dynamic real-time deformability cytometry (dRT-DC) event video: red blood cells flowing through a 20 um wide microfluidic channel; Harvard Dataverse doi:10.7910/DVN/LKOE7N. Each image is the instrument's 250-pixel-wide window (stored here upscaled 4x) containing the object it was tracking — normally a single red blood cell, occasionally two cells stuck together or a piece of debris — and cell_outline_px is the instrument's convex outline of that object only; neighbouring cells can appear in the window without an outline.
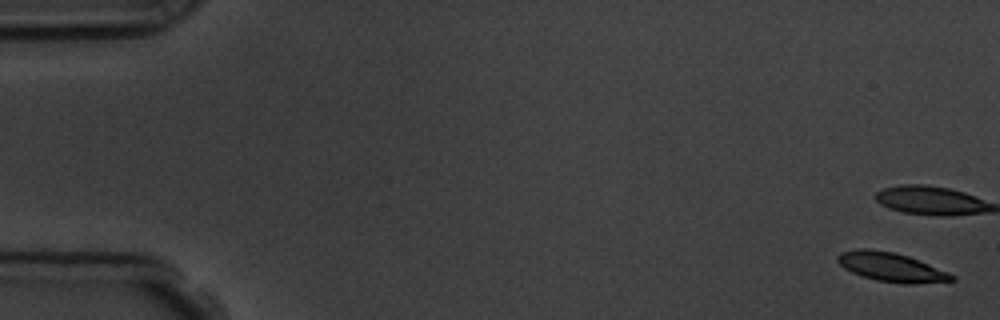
{"species": "common noctule bat (a hibernating species)", "species_latin": "Nyctalus noctula", "temperature_condition": "room temperature", "stored_images_in_passage": 4, "camera_frame_rate_fps": 3000, "um_per_image_px": 0.085, "animal": {"sex": "male", "body_mass_g": 19.5, "forearm_length_mm": 54.6}, "frame": {"image": 1, "passage_image": 1, "time_ms": 0.0, "image_size_px": [1000, 320], "cell_outline_px": [[956, 280], [912, 284], [904, 284], [876, 280], [860, 276], [844, 268], [836, 260], [836, 256], [840, 252], [860, 248], [868, 248], [892, 252], [908, 256], [948, 272], [956, 276]], "centroid_in_image_um": [75.72, 22.7], "position_along_channel_um": 9.3, "area_um2": 19.31}}